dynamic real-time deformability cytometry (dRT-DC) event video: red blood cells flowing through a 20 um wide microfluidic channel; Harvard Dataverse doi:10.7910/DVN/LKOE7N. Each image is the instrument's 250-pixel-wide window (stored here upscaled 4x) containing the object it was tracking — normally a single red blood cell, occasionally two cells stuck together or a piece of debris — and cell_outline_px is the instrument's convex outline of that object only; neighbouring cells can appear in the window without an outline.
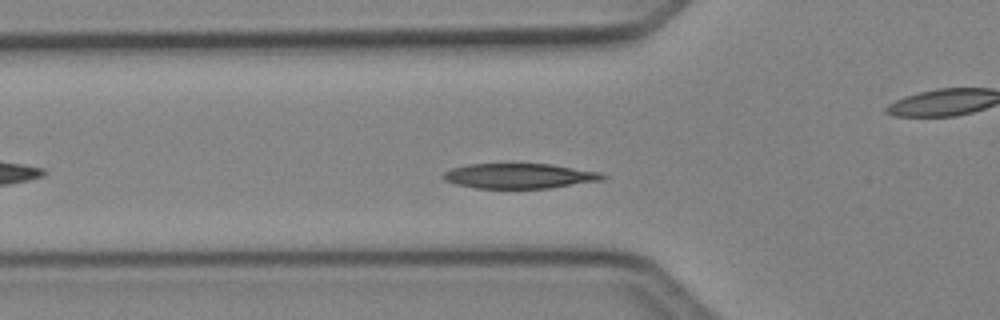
{"species": "Egyptian fruit bat (a non-hibernating species)", "species_latin": "Rousettus aegyptiacus", "temperature_condition": "cold", "stored_images_in_passage": 43, "camera_frame_rate_fps": 3000, "um_per_image_px": 0.085, "animal": {"sex": "female"}, "frame": {"image": 1, "passage_image": 10, "time_ms": 3.0, "image_size_px": [1000, 320], "cell_outline_px": [[608, 176], [604, 180], [548, 188], [476, 188], [456, 184], [444, 180], [440, 176], [444, 172], [452, 168], [468, 164], [552, 164], [600, 172]], "centroid_in_image_um": [44.15, 14.95], "position_along_channel_um": 81.6, "area_um2": 23.29}}
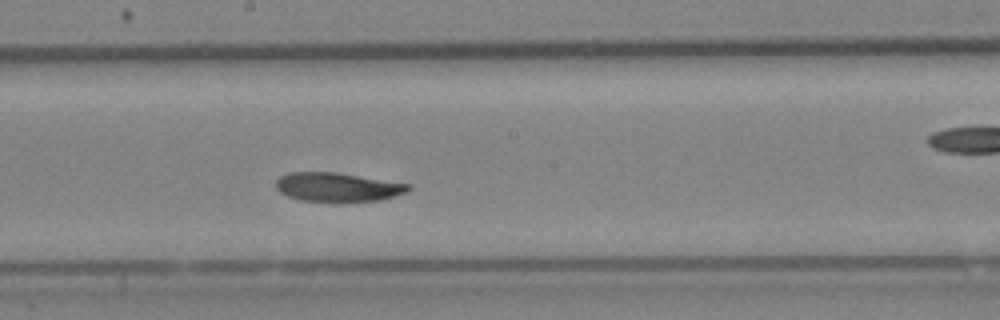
{"frame": {"image": 2, "passage_image": 20, "time_ms": 6.333, "image_size_px": [1000, 320], "cell_outline_px": [[412, 188], [408, 192], [380, 200], [300, 200], [288, 196], [280, 192], [276, 188], [276, 180], [280, 176], [288, 172], [336, 172], [412, 184]], "centroid_in_image_um": [28.71, 15.87], "position_along_channel_um": 219.5, "area_um2": 22.02}}
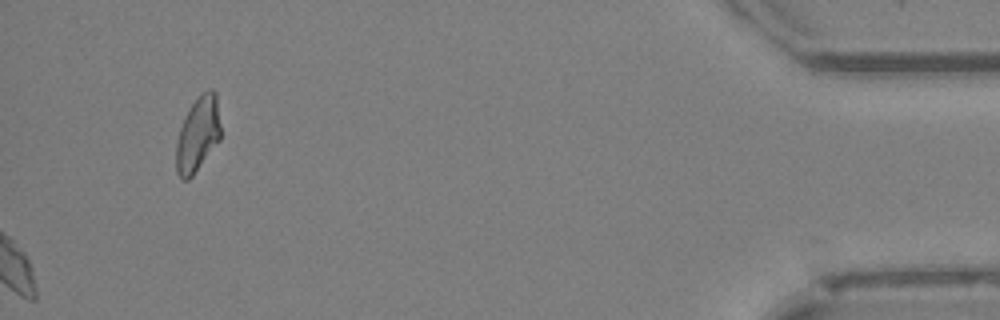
{"frame": {"image": 3, "passage_image": 43, "time_ms": 14.0, "image_size_px": [1000, 320], "cell_outline_px": [[220, 140], [192, 176], [188, 180], [184, 180], [176, 172], [176, 144], [180, 128], [184, 116], [188, 108], [196, 96], [200, 92], [208, 88], [212, 88], [216, 92], [220, 124]], "centroid_in_image_um": [16.81, 11.35], "position_along_channel_um": 418.4, "area_um2": 19.71}, "authors_computed_cell_mechanics": {"area_um2": 23.1778, "velocity_mm_per_s": 4.1553, "shape_relaxation_time_tau1_ms": 2.644, "shape_relaxation_time_tau2_ms": null, "deformation_change_tau1": 0.1188, "deformation_change_tau2": null}}